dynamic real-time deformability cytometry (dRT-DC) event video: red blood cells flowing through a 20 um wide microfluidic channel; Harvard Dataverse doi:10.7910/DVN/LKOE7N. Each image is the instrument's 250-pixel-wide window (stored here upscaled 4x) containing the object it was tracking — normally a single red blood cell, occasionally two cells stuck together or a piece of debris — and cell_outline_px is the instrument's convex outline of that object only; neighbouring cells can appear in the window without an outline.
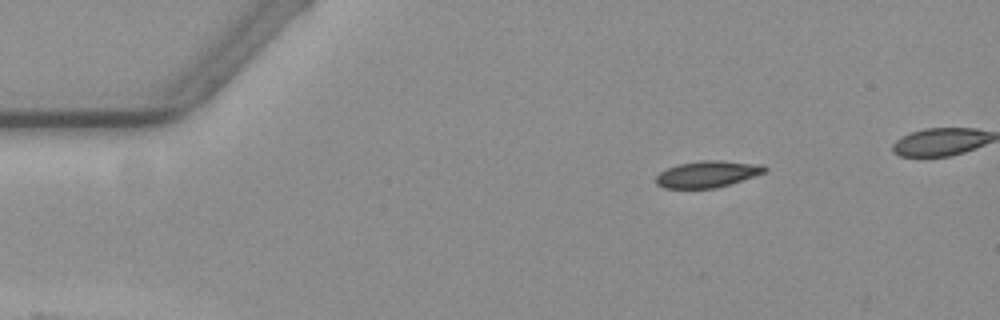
{"species": "common noctule bat (a hibernating species)", "species_latin": "Nyctalus noctula", "temperature_condition": "warm", "stored_images_in_passage": 10, "camera_frame_rate_fps": 3000, "um_per_image_px": 0.085, "animal": {"sex": "female", "body_mass_g": 19.3, "forearm_length_mm": 54.1}, "frame": {"image": 1, "passage_image": 1, "time_ms": 0.0, "image_size_px": [1000, 320], "cell_outline_px": [[768, 168], [764, 172], [716, 188], [664, 188], [656, 184], [656, 176], [660, 172], [668, 168], [680, 164], [700, 160], [720, 160], [764, 164]], "centroid_in_image_um": [60.12, 14.79], "position_along_channel_um": 24.9, "area_um2": 16.65}}